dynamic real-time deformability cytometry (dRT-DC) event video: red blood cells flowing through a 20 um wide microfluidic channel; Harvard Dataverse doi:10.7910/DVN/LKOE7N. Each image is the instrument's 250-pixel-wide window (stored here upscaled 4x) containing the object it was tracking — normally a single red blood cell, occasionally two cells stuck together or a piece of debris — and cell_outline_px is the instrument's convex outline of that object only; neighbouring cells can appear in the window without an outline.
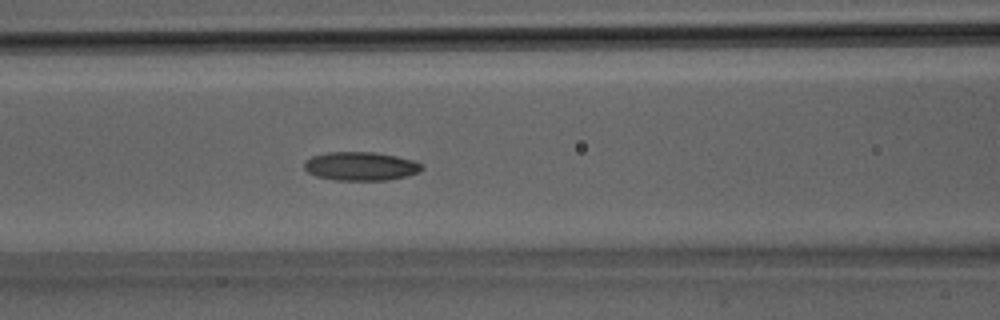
{"species": "Egyptian fruit bat (a non-hibernating species)", "species_latin": "Rousettus aegyptiacus", "temperature_condition": "room temperature", "stored_images_in_passage": 27, "camera_frame_rate_fps": 3000, "um_per_image_px": 0.085, "animal": {"sex": "male"}, "frame": {"image": 1, "passage_image": 12, "time_ms": 3.667, "image_size_px": [1000, 320], "cell_outline_px": [[424, 168], [420, 172], [408, 176], [384, 180], [336, 180], [316, 176], [308, 172], [304, 168], [304, 160], [312, 156], [328, 152], [376, 152], [396, 156], [412, 160], [420, 164]], "centroid_in_image_um": [30.65, 14.12], "position_along_channel_um": 136.0, "area_um2": 19.65}}
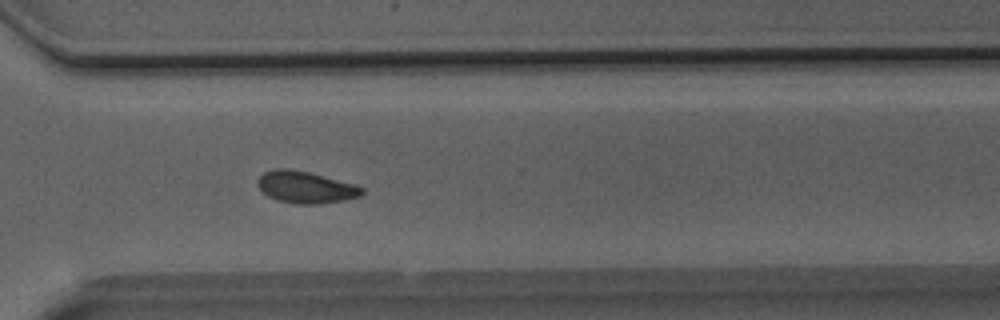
{"frame": {"image": 2, "passage_image": 22, "time_ms": 7.0, "image_size_px": [1000, 320], "cell_outline_px": [[364, 192], [360, 196], [344, 200], [320, 204], [296, 204], [276, 200], [268, 196], [256, 184], [256, 180], [264, 172], [276, 168], [288, 168], [308, 172], [356, 184], [364, 188]], "centroid_in_image_um": [25.98, 15.91], "position_along_channel_um": 344.6, "area_um2": 19.48}}
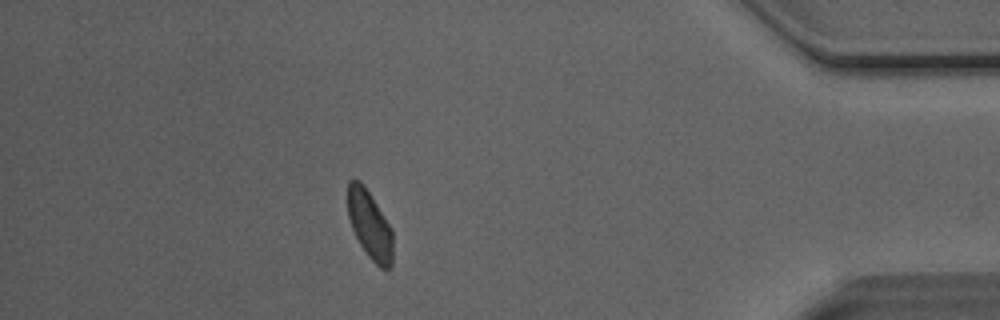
{"frame": {"image": 3, "passage_image": 27, "time_ms": 8.667, "image_size_px": [1000, 320], "cell_outline_px": [[392, 268], [380, 268], [368, 256], [360, 244], [352, 228], [348, 216], [348, 180], [360, 180], [364, 184], [392, 228]], "centroid_in_image_um": [31.43, 19.1], "position_along_channel_um": 403.8, "area_um2": 17.92}}